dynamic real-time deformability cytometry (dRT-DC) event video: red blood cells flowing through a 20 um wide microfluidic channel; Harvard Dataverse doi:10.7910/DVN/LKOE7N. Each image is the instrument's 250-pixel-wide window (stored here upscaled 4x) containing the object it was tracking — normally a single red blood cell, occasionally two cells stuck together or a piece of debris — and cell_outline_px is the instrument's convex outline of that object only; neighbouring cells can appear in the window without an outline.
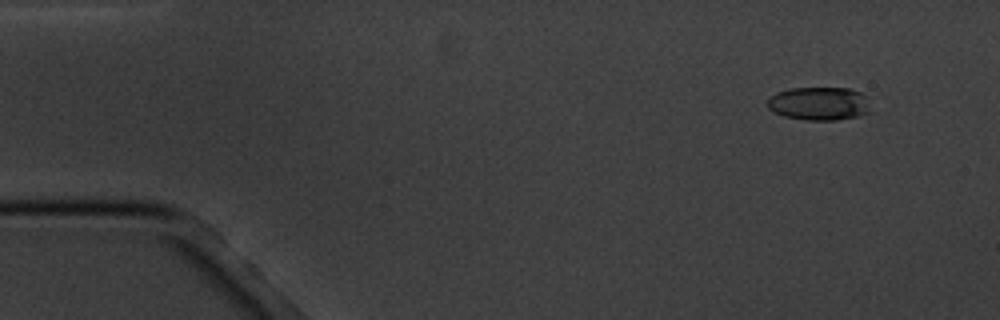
{"species": "common noctule bat (a hibernating species)", "species_latin": "Nyctalus noctula", "temperature_condition": "cold", "stored_images_in_passage": 9, "camera_frame_rate_fps": 3000, "um_per_image_px": 0.085, "animal": {"sex": "male", "body_mass_g": 20.1, "forearm_length_mm": 53.5}, "frame": {"image": 1, "passage_image": 2, "time_ms": 1.0, "image_size_px": [1000, 320], "cell_outline_px": [[868, 112], [856, 116], [836, 120], [808, 120], [784, 116], [768, 108], [768, 100], [776, 92], [788, 88], [848, 88], [860, 92], [864, 96]], "centroid_in_image_um": [69.57, 8.79], "position_along_channel_um": 15.4, "area_um2": 19.59}}
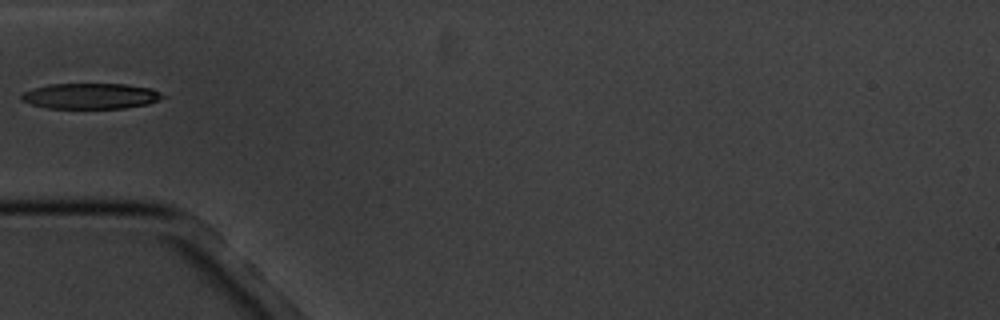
{"frame": {"image": 2, "passage_image": 6, "time_ms": 5.667, "image_size_px": [1000, 320], "cell_outline_px": [[164, 96], [148, 104], [124, 108], [44, 108], [20, 100], [20, 96], [24, 92], [32, 88], [48, 84], [124, 84], [152, 88], [160, 92]], "centroid_in_image_um": [7.66, 8.16], "position_along_channel_um": 77.3, "area_um2": 21.1}}
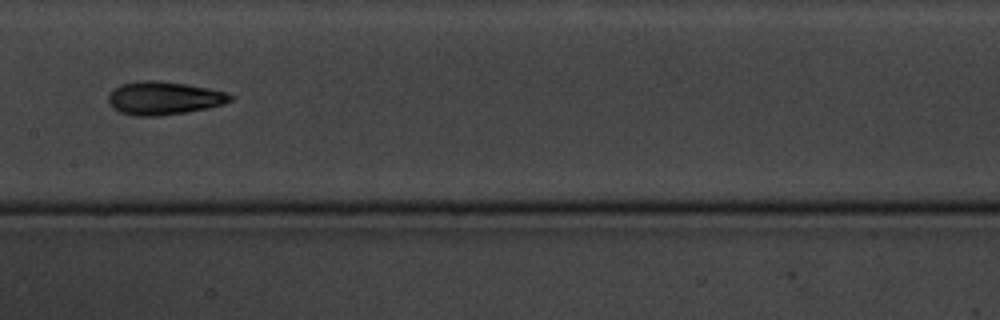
{"frame": {"image": 3, "passage_image": 9, "time_ms": 9.0, "image_size_px": [1000, 320], "cell_outline_px": [[232, 100], [224, 104], [208, 108], [160, 116], [136, 116], [120, 112], [112, 108], [108, 100], [108, 96], [112, 88], [120, 84], [136, 80], [156, 80], [184, 84], [208, 88], [228, 92], [232, 96]], "centroid_in_image_um": [13.89, 8.33], "position_along_channel_um": 193.5, "area_um2": 23.76}}